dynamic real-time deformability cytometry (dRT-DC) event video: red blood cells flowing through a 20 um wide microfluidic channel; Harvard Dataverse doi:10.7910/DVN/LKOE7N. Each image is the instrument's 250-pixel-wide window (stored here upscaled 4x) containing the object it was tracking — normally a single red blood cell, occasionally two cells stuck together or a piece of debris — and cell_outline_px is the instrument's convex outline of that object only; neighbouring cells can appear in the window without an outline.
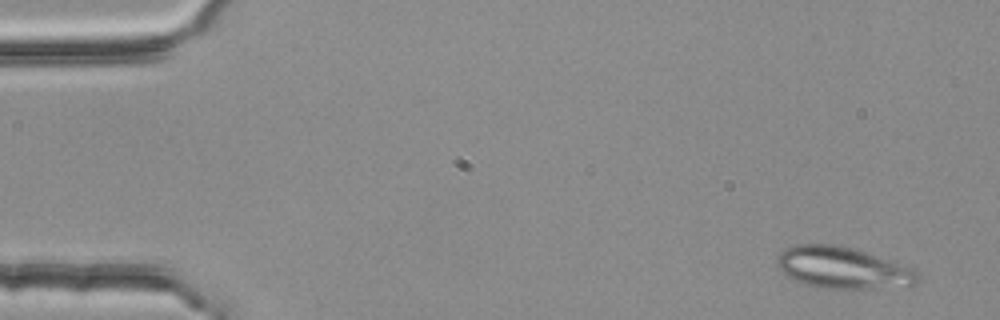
{"species": "common noctule bat (a hibernating species)", "species_latin": "Nyctalus noctula", "temperature_condition": "room temperature", "stored_images_in_passage": 4, "camera_frame_rate_fps": 3000, "um_per_image_px": 0.085, "animal": {"sex": "female", "body_mass_g": 25.1}, "frame": {"image": 1, "passage_image": 1, "time_ms": 0.0, "image_size_px": [1000, 320], "cell_outline_px": [[920, 280], [916, 284], [908, 288], [852, 292], [824, 288], [804, 284], [788, 276], [776, 264], [776, 260], [780, 252], [784, 248], [796, 244], [832, 244], [852, 248], [916, 268], [920, 272]], "centroid_in_image_um": [71.78, 22.84], "position_along_channel_um": 13.2, "area_um2": 35.72}}